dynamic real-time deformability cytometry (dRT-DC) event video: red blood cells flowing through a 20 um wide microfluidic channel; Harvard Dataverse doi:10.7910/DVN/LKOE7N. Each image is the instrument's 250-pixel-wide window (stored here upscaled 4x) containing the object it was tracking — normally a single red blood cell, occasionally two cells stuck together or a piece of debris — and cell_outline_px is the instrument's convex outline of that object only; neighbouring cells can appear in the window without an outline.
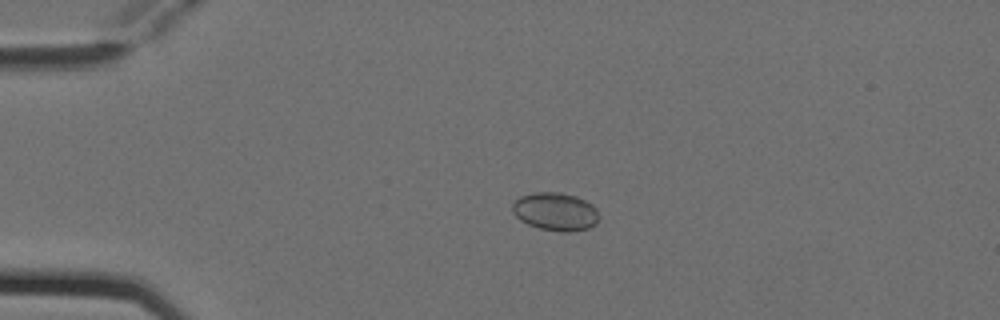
{"species": "Egyptian fruit bat (a non-hibernating species)", "species_latin": "Rousettus aegyptiacus", "temperature_condition": "cold", "stored_images_in_passage": 5, "camera_frame_rate_fps": 3000, "um_per_image_px": 0.085, "animal": {"sex": "female"}, "frame": {"image": 1, "passage_image": 4, "time_ms": 1.0, "image_size_px": [1000, 320], "cell_outline_px": [[600, 216], [596, 224], [588, 228], [568, 232], [560, 232], [540, 228], [528, 224], [520, 220], [512, 212], [512, 204], [520, 196], [532, 192], [560, 192], [576, 196], [592, 204], [596, 208]], "centroid_in_image_um": [47.22, 17.98], "position_along_channel_um": 37.8, "area_um2": 19.36}}